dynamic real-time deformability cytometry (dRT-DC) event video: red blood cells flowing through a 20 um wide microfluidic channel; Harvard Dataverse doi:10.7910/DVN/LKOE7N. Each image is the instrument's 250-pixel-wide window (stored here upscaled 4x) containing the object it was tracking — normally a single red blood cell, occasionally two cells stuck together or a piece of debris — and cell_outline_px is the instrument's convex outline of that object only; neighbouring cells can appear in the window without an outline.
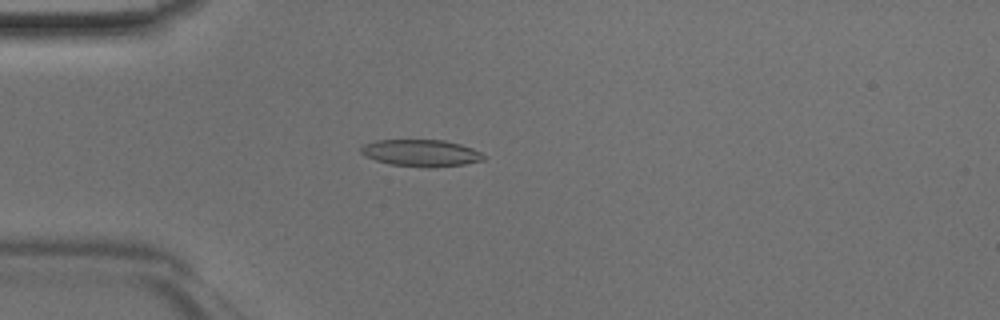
{"species": "Egyptian fruit bat (a non-hibernating species)", "species_latin": "Rousettus aegyptiacus", "temperature_condition": "room temperature", "stored_images_in_passage": 47, "camera_frame_rate_fps": 3000, "um_per_image_px": 0.085, "animal": {"sex": "male"}, "frame": {"image": 1, "passage_image": 13, "time_ms": 4.0, "image_size_px": [1000, 320], "cell_outline_px": [[484, 160], [464, 164], [432, 168], [428, 168], [392, 164], [376, 160], [364, 156], [360, 152], [360, 148], [364, 144], [376, 140], [444, 140], [460, 144], [472, 148], [480, 152], [484, 156]], "centroid_in_image_um": [35.78, 13.0], "position_along_channel_um": 49.2, "area_um2": 19.19}}
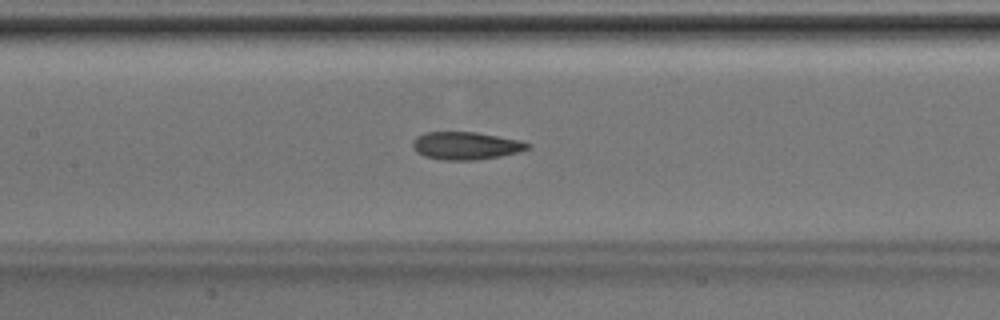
{"frame": {"image": 2, "passage_image": 22, "time_ms": 7.0, "image_size_px": [1000, 320], "cell_outline_px": [[532, 148], [520, 152], [500, 156], [476, 160], [444, 160], [424, 156], [416, 152], [412, 148], [412, 140], [416, 136], [424, 132], [476, 132], [520, 140], [532, 144]], "centroid_in_image_um": [39.6, 12.38], "position_along_channel_um": 167.8, "area_um2": 18.84}}
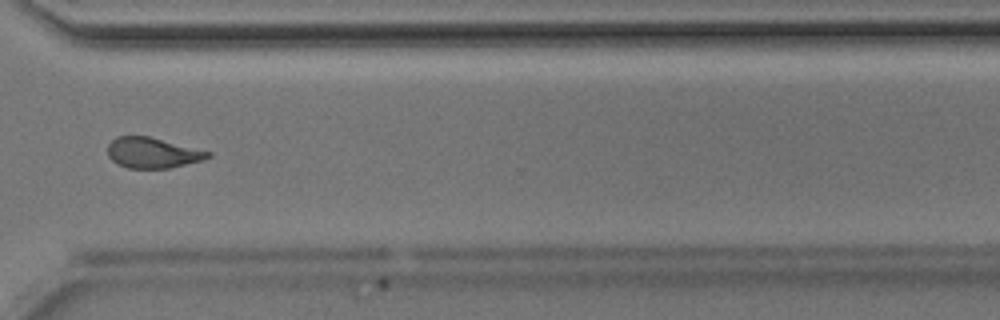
{"frame": {"image": 3, "passage_image": 35, "time_ms": 11.333, "image_size_px": [1000, 320], "cell_outline_px": [[212, 156], [204, 160], [168, 168], [128, 168], [116, 164], [108, 156], [108, 144], [116, 136], [148, 136], [212, 152]], "centroid_in_image_um": [12.96, 12.99], "position_along_channel_um": 357.6, "area_um2": 17.86}}